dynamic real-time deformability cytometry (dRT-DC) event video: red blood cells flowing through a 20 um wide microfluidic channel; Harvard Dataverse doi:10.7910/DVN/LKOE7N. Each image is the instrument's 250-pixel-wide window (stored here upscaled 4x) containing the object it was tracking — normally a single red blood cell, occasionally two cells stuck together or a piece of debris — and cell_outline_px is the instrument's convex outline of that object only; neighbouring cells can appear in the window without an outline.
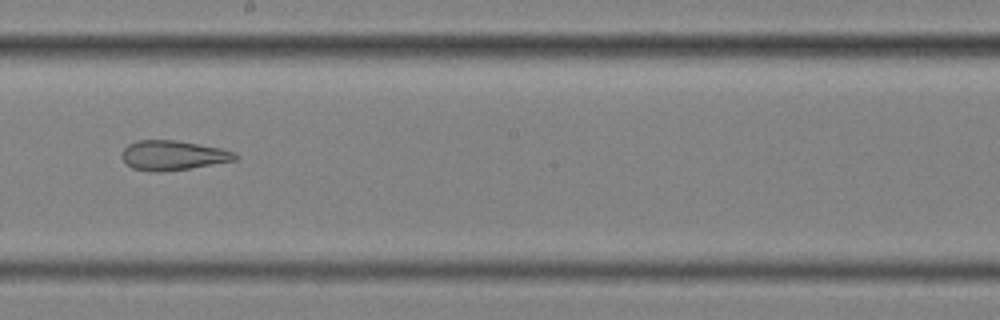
{"species": "common noctule bat (a hibernating species)", "species_latin": "Nyctalus noctula", "temperature_condition": "cold", "stored_images_in_passage": 10, "camera_frame_rate_fps": 3000, "um_per_image_px": 0.085, "animal": {"sex": "female", "body_mass_g": 25.1}, "frame": {"image": 1, "passage_image": 9, "time_ms": 2.667, "image_size_px": [1000, 320], "cell_outline_px": [[240, 156], [236, 160], [188, 168], [160, 172], [156, 172], [132, 168], [120, 156], [124, 148], [128, 144], [136, 140], [176, 140], [220, 148], [236, 152]], "centroid_in_image_um": [14.7, 13.19], "position_along_channel_um": 233.5, "area_um2": 19.48}}
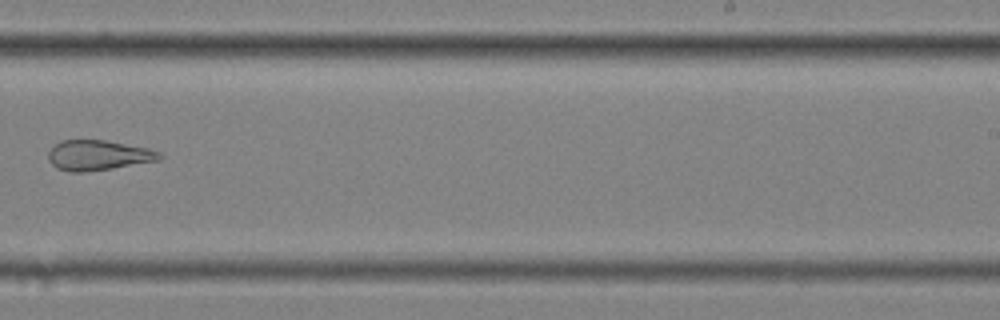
{"frame": {"image": 2, "passage_image": 10, "time_ms": 3.0, "image_size_px": [1000, 320], "cell_outline_px": [[164, 156], [160, 160], [112, 168], [84, 172], [68, 172], [56, 168], [48, 160], [48, 152], [60, 140], [104, 140], [148, 148], [160, 152]], "centroid_in_image_um": [8.34, 13.2], "position_along_channel_um": 280.7, "area_um2": 19.54}}